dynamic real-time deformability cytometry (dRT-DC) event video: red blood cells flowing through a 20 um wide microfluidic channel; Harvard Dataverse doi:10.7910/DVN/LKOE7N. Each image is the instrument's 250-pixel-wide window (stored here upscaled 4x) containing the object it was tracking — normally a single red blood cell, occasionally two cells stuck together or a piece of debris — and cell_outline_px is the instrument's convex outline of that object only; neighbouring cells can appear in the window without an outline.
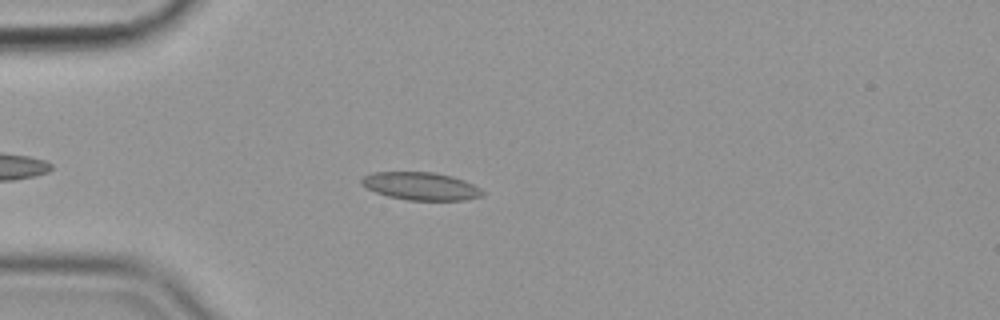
{"species": "common noctule bat (a hibernating species)", "species_latin": "Nyctalus noctula", "temperature_condition": "cold", "stored_images_in_passage": 49, "camera_frame_rate_fps": 3000, "um_per_image_px": 0.085, "animal": {"sex": "female", "body_mass_g": 19.9}, "frame": {"image": 1, "passage_image": 8, "time_ms": 2.333, "image_size_px": [1000, 320], "cell_outline_px": [[484, 196], [464, 200], [408, 200], [388, 196], [376, 192], [360, 184], [360, 180], [364, 176], [372, 172], [436, 172], [452, 176], [464, 180], [480, 188], [484, 192]], "centroid_in_image_um": [35.78, 15.82], "position_along_channel_um": 49.2, "area_um2": 19.65}}
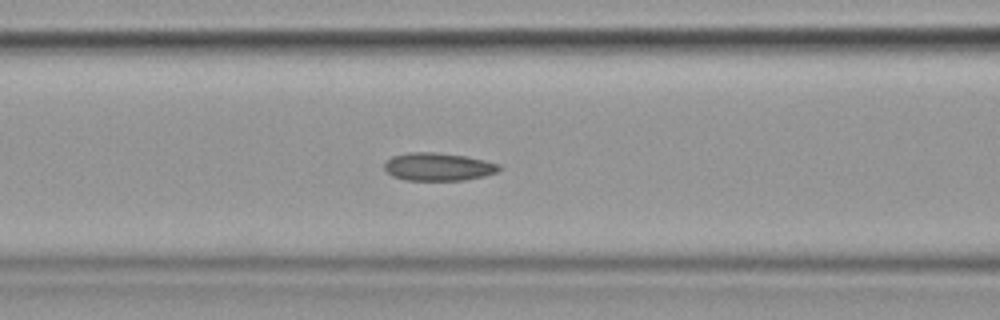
{"frame": {"image": 2, "passage_image": 16, "time_ms": 5.0, "image_size_px": [1000, 320], "cell_outline_px": [[504, 168], [496, 172], [484, 176], [464, 180], [404, 180], [392, 176], [384, 168], [384, 164], [392, 156], [408, 152], [436, 152], [464, 156], [484, 160], [500, 164]], "centroid_in_image_um": [37.26, 14.17], "position_along_channel_um": 129.3, "area_um2": 18.73}}
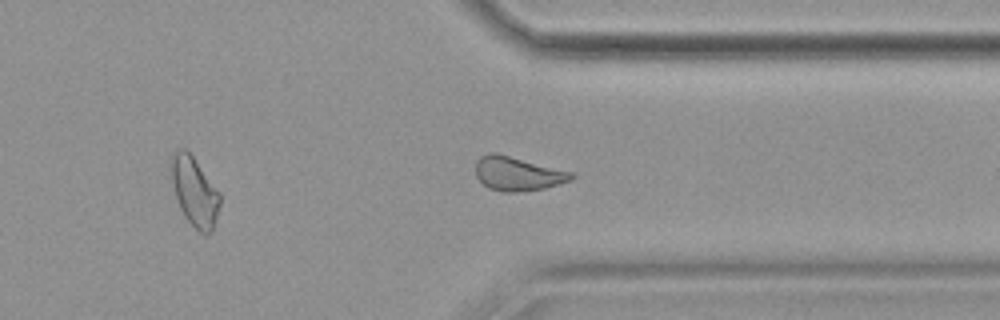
{"frame": {"image": 3, "passage_image": 36, "time_ms": 11.667, "image_size_px": [1000, 320], "cell_outline_px": [[576, 176], [572, 180], [544, 188], [516, 192], [500, 192], [488, 188], [476, 176], [476, 160], [480, 156], [488, 152], [496, 152], [572, 172]], "centroid_in_image_um": [43.98, 14.75], "position_along_channel_um": 367.4, "area_um2": 19.02}, "authors_computed_cell_mechanics": {"area_um2": 19.074, "velocity_mm_per_s": 3.5765, "shape_relaxation_time_tau1_ms": null, "shape_relaxation_time_tau2_ms": 5.0327, "deformation_change_tau1": null, "deformation_change_tau2": 0.1017}}